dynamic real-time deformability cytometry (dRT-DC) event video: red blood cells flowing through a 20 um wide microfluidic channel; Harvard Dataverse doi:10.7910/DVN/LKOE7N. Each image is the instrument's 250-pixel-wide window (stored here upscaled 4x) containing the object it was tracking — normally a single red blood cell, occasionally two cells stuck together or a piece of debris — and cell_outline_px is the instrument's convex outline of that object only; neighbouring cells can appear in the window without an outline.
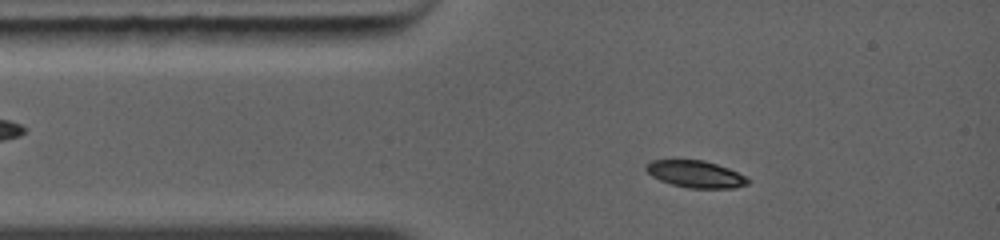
{"species": "common noctule bat (a hibernating species)", "species_latin": "Nyctalus noctula", "temperature_condition": "warm", "stored_images_in_passage": 5, "camera_frame_rate_fps": 5000, "um_per_image_px": 0.085, "animal": {"sex": "female", "body_mass_g": 19.0, "forearm_length_mm": 56.7}, "frame": {"image": 1, "passage_image": 2, "time_ms": 1.0, "image_size_px": [1000, 240], "cell_outline_px": [[752, 180], [748, 184], [736, 188], [688, 188], [672, 184], [660, 180], [652, 176], [644, 168], [652, 160], [704, 160], [728, 168]], "centroid_in_image_um": [59.15, 14.81], "position_along_channel_um": 25.9, "area_um2": 15.9}}
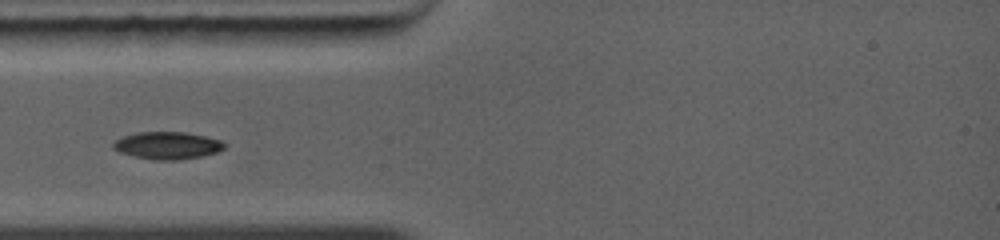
{"frame": {"image": 2, "passage_image": 3, "time_ms": 2.4, "image_size_px": [1000, 240], "cell_outline_px": [[224, 148], [216, 152], [200, 156], [180, 160], [156, 160], [136, 156], [120, 152], [112, 148], [112, 144], [116, 140], [124, 136], [136, 132], [184, 132], [204, 136], [220, 140], [224, 144]], "centroid_in_image_um": [14.2, 12.36], "position_along_channel_um": 70.8, "area_um2": 17.46}}
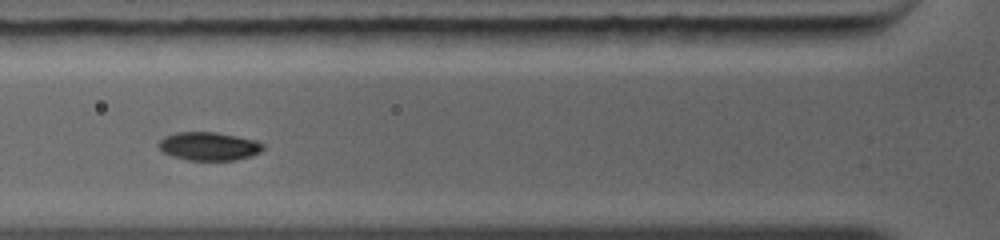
{"frame": {"image": 3, "passage_image": 4, "time_ms": 3.2, "image_size_px": [1000, 240], "cell_outline_px": [[264, 148], [260, 152], [252, 156], [236, 160], [188, 160], [172, 156], [164, 152], [156, 144], [164, 136], [176, 132], [216, 132], [256, 140], [264, 144]], "centroid_in_image_um": [17.76, 12.43], "position_along_channel_um": 108.0, "area_um2": 17.34}}